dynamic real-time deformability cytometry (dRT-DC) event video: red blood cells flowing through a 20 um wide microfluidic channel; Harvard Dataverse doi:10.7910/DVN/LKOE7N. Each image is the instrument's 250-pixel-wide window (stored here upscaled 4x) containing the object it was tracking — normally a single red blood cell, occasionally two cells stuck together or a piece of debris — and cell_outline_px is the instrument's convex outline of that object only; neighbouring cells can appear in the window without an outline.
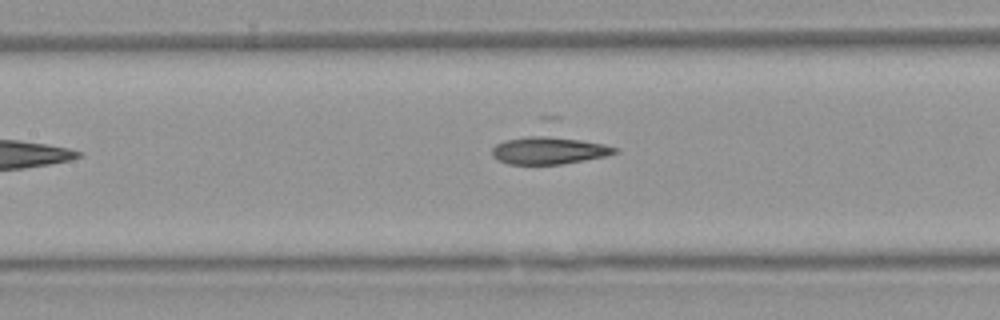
{"species": "Egyptian fruit bat (a non-hibernating species)", "species_latin": "Rousettus aegyptiacus", "temperature_condition": "warm", "stored_images_in_passage": 6, "camera_frame_rate_fps": 3000, "um_per_image_px": 0.085, "animal": {"sex": "female"}, "frame": {"image": 1, "passage_image": 4, "time_ms": 3.667, "image_size_px": [1000, 320], "cell_outline_px": [[620, 152], [604, 156], [564, 164], [508, 164], [496, 160], [492, 156], [492, 148], [496, 144], [504, 140], [528, 136], [544, 136], [580, 140], [604, 144], [616, 148]], "centroid_in_image_um": [46.61, 12.8], "position_along_channel_um": 160.8, "area_um2": 19.42}}